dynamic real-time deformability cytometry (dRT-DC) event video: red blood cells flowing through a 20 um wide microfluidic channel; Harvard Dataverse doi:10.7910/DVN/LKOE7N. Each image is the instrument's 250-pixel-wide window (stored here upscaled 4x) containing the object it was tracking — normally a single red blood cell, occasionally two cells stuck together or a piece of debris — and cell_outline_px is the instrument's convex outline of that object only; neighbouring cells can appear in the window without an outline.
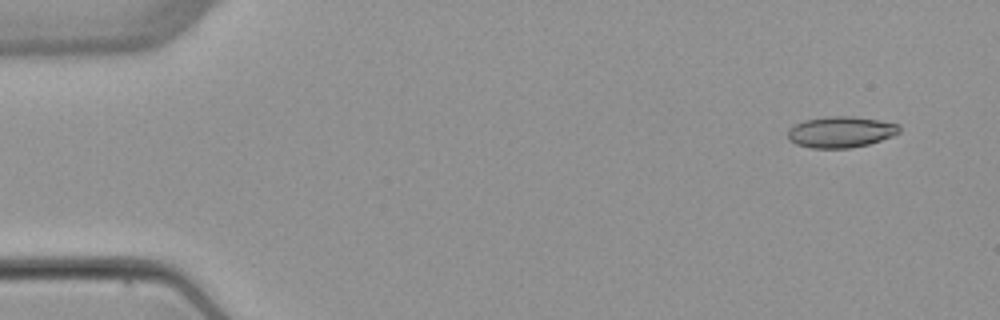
{"species": "common noctule bat (a hibernating species)", "species_latin": "Nyctalus noctula", "temperature_condition": "warm", "stored_images_in_passage": 4, "camera_frame_rate_fps": 3000, "um_per_image_px": 0.085, "animal": {"sex": "female", "body_mass_g": 22.7, "forearm_length_mm": 54.2}, "frame": {"image": 1, "passage_image": 1, "time_ms": 0.0, "image_size_px": [1000, 320], "cell_outline_px": [[900, 132], [892, 136], [868, 144], [848, 148], [812, 148], [796, 144], [788, 140], [788, 128], [804, 120], [824, 116], [852, 116], [880, 120], [900, 124]], "centroid_in_image_um": [71.45, 11.21], "position_along_channel_um": 13.5, "area_um2": 20.35}}
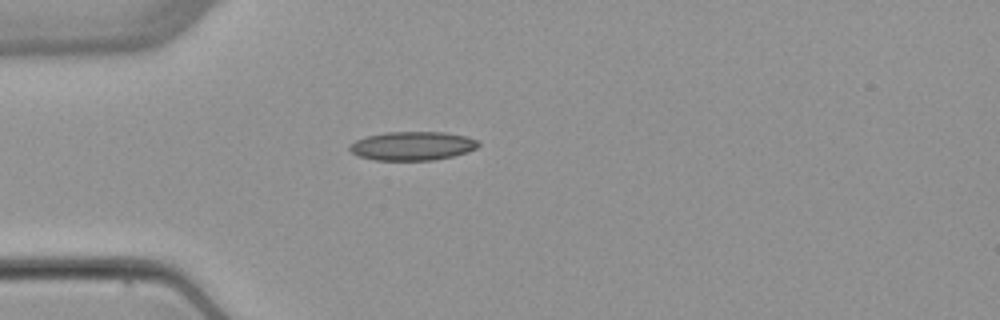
{"frame": {"image": 2, "passage_image": 4, "time_ms": 3.667, "image_size_px": [1000, 320], "cell_outline_px": [[480, 144], [476, 148], [468, 152], [452, 156], [432, 160], [376, 160], [356, 156], [348, 148], [348, 144], [356, 140], [368, 136], [388, 132], [444, 132], [464, 136], [476, 140]], "centroid_in_image_um": [35.02, 12.41], "position_along_channel_um": 50.0, "area_um2": 21.5}}